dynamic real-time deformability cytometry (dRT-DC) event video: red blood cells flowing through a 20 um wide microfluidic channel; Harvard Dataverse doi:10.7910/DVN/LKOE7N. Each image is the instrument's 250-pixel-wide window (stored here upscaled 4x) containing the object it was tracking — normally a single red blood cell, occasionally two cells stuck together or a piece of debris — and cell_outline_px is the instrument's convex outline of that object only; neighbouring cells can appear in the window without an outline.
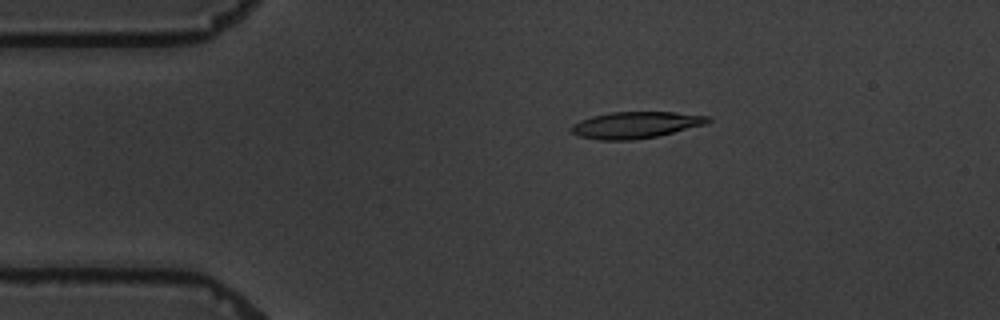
{"species": "common noctule bat (a hibernating species)", "species_latin": "Nyctalus noctula", "temperature_condition": "warm", "stored_images_in_passage": 5, "camera_frame_rate_fps": 3000, "um_per_image_px": 0.085, "animal": {"sex": "male", "body_mass_g": 19.5, "forearm_length_mm": 54.6}, "frame": {"image": 1, "passage_image": 3, "time_ms": 2.333, "image_size_px": [1000, 320], "cell_outline_px": [[712, 120], [704, 124], [660, 136], [632, 140], [600, 140], [580, 136], [572, 132], [568, 128], [572, 124], [580, 120], [592, 116], [612, 112], [676, 112], [712, 116]], "centroid_in_image_um": [54.04, 10.62], "position_along_channel_um": 31.0, "area_um2": 21.27}}